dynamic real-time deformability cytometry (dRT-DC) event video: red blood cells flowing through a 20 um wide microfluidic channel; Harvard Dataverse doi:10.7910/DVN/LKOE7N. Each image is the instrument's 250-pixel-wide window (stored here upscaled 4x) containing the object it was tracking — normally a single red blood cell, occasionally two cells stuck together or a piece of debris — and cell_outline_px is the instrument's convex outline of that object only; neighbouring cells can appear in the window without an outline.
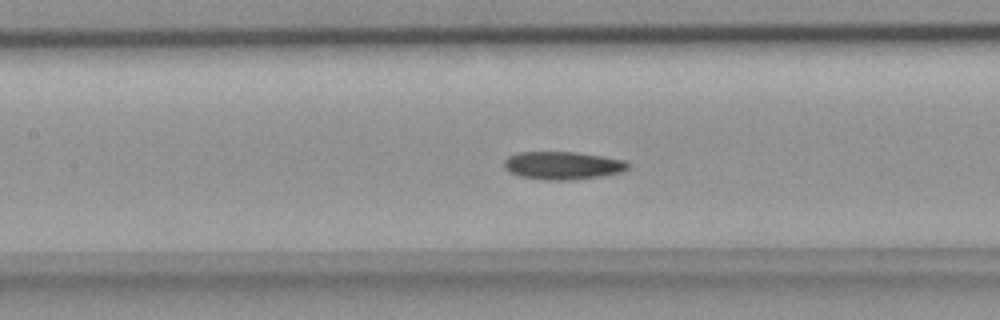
{"species": "common noctule bat (a hibernating species)", "species_latin": "Nyctalus noctula", "temperature_condition": "room temperature", "stored_images_in_passage": 50, "camera_frame_rate_fps": 3000, "um_per_image_px": 0.085, "animal": {"sex": "female", "body_mass_g": 18.4}, "frame": {"image": 1, "passage_image": 22, "time_ms": 7.0, "image_size_px": [1000, 320], "cell_outline_px": [[632, 164], [628, 168], [620, 172], [604, 176], [568, 180], [544, 180], [520, 176], [508, 172], [504, 168], [504, 160], [508, 156], [516, 152], [572, 152], [600, 156], [624, 160]], "centroid_in_image_um": [47.8, 14.07], "position_along_channel_um": 159.6, "area_um2": 20.23}}
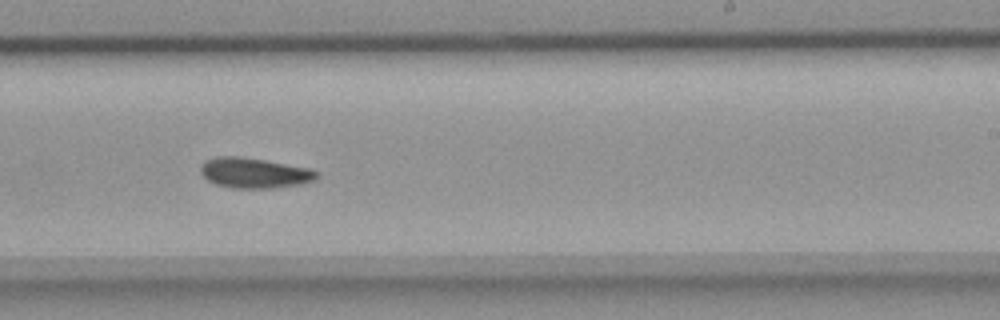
{"frame": {"image": 2, "passage_image": 30, "time_ms": 9.667, "image_size_px": [1000, 320], "cell_outline_px": [[320, 176], [316, 180], [304, 184], [272, 188], [232, 188], [216, 184], [208, 180], [200, 172], [200, 164], [204, 160], [216, 156], [240, 156], [312, 168], [320, 172]], "centroid_in_image_um": [21.66, 14.69], "position_along_channel_um": 267.3, "area_um2": 20.92}}
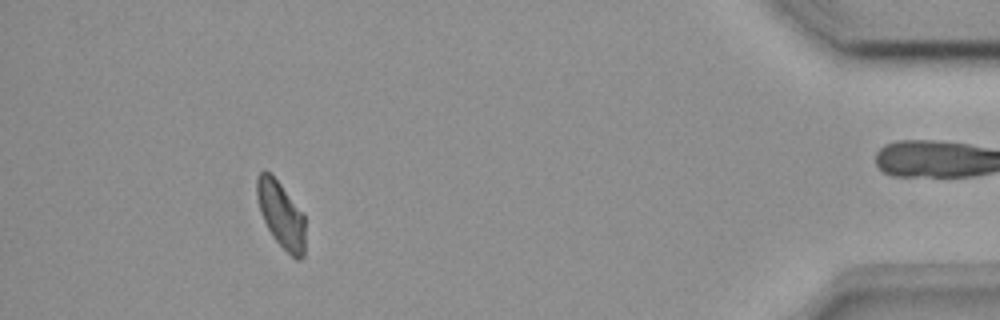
{"frame": {"image": 3, "passage_image": 45, "time_ms": 14.667, "image_size_px": [1000, 320], "cell_outline_px": [[304, 256], [300, 260], [296, 260], [272, 236], [260, 212], [256, 196], [256, 176], [264, 168], [280, 184], [304, 212]], "centroid_in_image_um": [23.88, 18.22], "position_along_channel_um": 411.3, "area_um2": 18.67}}